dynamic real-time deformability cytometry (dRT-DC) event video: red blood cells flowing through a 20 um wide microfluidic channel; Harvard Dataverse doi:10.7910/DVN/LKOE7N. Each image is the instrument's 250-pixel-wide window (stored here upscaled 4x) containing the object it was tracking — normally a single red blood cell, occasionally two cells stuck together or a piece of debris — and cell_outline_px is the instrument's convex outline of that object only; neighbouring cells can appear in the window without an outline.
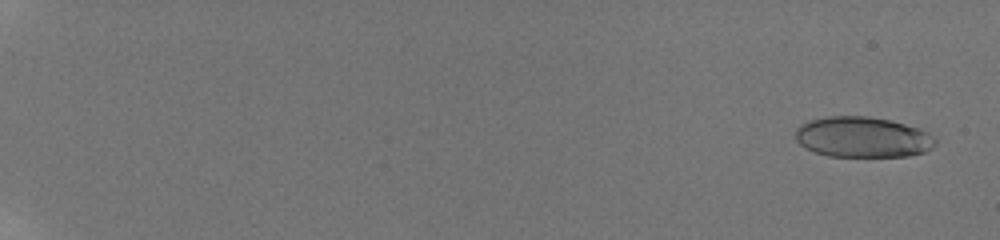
{"species": "human", "species_latin": "Homo sapiens", "temperature_condition": "room temperature", "stored_images_in_passage": 26, "camera_frame_rate_fps": 3000, "um_per_image_px": 0.085, "donor": {"sex": "male"}, "frame": {"image": 1, "passage_image": 5, "time_ms": 0.667, "image_size_px": [1000, 240], "cell_outline_px": [[936, 144], [932, 148], [924, 152], [908, 156], [828, 156], [804, 148], [796, 140], [796, 128], [800, 124], [808, 120], [828, 116], [868, 116], [888, 120], [920, 128], [936, 136]], "centroid_in_image_um": [73.33, 11.65], "position_along_channel_um": 11.7, "area_um2": 33.29}}